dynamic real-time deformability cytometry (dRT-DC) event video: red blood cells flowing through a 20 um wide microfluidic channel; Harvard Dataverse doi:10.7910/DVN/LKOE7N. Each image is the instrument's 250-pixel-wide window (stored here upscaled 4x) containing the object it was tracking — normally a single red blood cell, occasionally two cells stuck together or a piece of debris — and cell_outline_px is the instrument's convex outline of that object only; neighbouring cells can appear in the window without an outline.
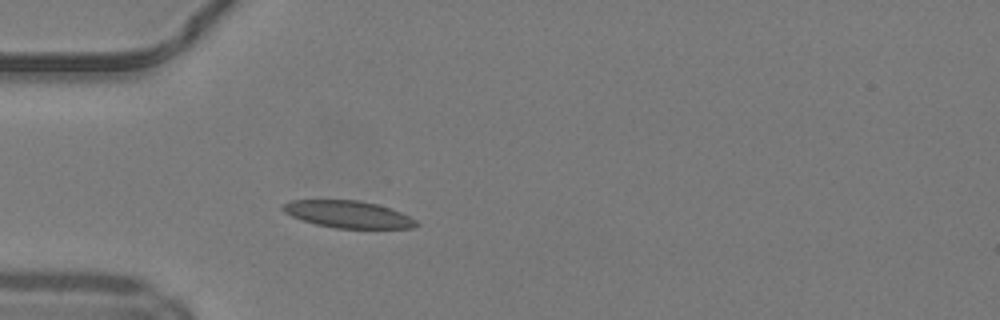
{"species": "common noctule bat (a hibernating species)", "species_latin": "Nyctalus noctula", "temperature_condition": "warm", "stored_images_in_passage": 36, "camera_frame_rate_fps": 3000, "um_per_image_px": 0.085, "animal": {"sex": "male", "body_mass_g": 19.2, "forearm_length_mm": 51.8}, "frame": {"image": 1, "passage_image": 1, "time_ms": 0.0, "image_size_px": [1000, 320], "cell_outline_px": [[420, 224], [412, 228], [336, 228], [316, 224], [292, 216], [284, 212], [280, 208], [284, 204], [292, 200], [360, 200], [392, 208], [416, 220]], "centroid_in_image_um": [29.6, 18.21], "position_along_channel_um": 55.4, "area_um2": 20.92}}
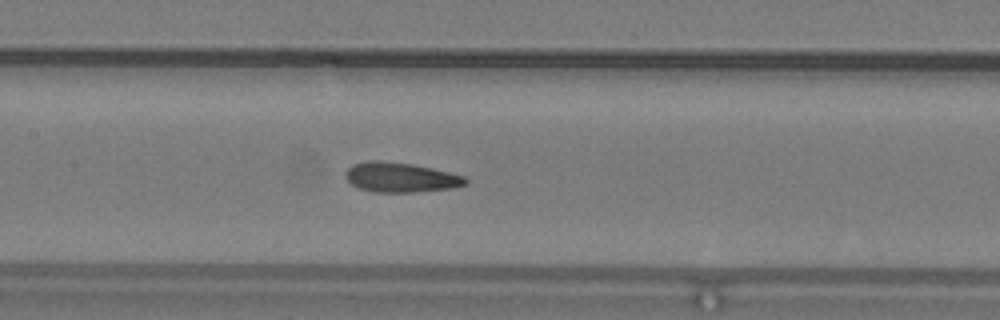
{"frame": {"image": 2, "passage_image": 10, "time_ms": 3.0, "image_size_px": [1000, 320], "cell_outline_px": [[468, 184], [452, 188], [416, 192], [376, 192], [360, 188], [352, 184], [344, 176], [344, 172], [352, 164], [368, 160], [380, 160], [412, 164], [432, 168], [464, 176], [468, 180]], "centroid_in_image_um": [34.04, 15.07], "position_along_channel_um": 173.4, "area_um2": 20.87}}
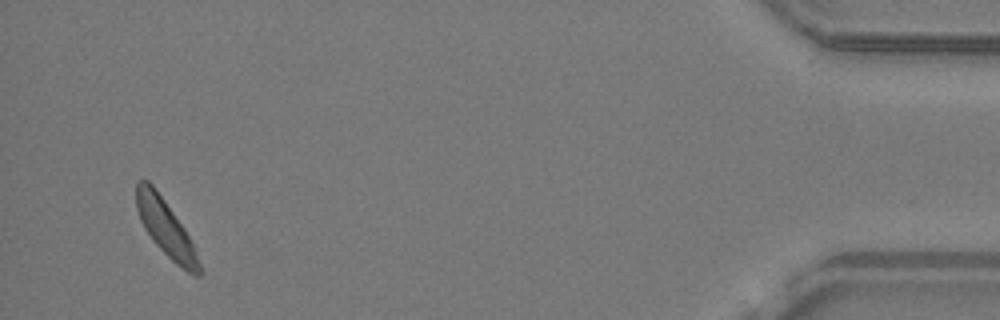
{"frame": {"image": 3, "passage_image": 34, "time_ms": 11.0, "image_size_px": [1000, 320], "cell_outline_px": [[200, 276], [196, 276], [188, 272], [176, 264], [152, 240], [144, 228], [140, 220], [136, 208], [136, 180], [148, 180], [152, 184], [164, 200], [184, 228], [192, 244], [200, 264]], "centroid_in_image_um": [14.04, 19.35], "position_along_channel_um": 421.2, "area_um2": 20.17}, "authors_computed_cell_mechanics": {"area_um2": 20.4612, "velocity_mm_per_s": 4.1124, "shape_relaxation_time_tau1_ms": 4.3189, "shape_relaxation_time_tau2_ms": 1.7021, "deformation_change_tau1": 0.1255, "deformation_change_tau2": 0.0952}}